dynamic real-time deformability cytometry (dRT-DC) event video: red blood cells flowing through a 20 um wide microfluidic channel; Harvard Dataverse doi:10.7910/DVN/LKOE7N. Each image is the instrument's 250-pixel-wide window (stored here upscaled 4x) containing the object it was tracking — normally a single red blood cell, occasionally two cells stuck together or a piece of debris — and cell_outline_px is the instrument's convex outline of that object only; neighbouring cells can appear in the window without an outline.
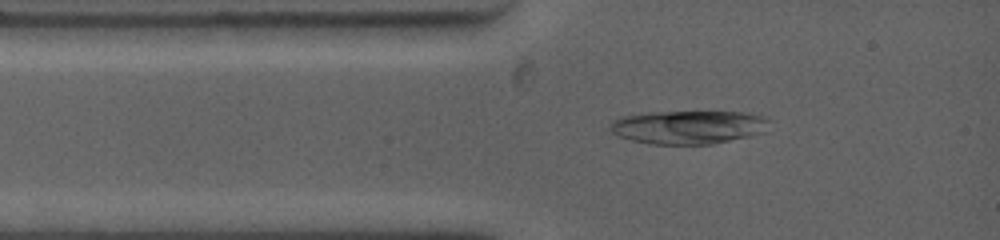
{"species": "common noctule bat (a hibernating species)", "species_latin": "Nyctalus noctula", "temperature_condition": "warm", "stored_images_in_passage": 22, "camera_frame_rate_fps": 4500, "um_per_image_px": 0.085, "animal": {"sex": "female", "body_mass_g": 19.0, "forearm_length_mm": 53.3}, "frame": {"image": 1, "passage_image": 7, "time_ms": 1.333, "image_size_px": [1000, 240], "cell_outline_px": [[768, 120], [764, 132], [748, 136], [712, 144], [648, 144], [632, 140], [620, 136], [612, 132], [608, 128], [612, 120], [620, 116], [640, 112], [744, 112], [768, 116]], "centroid_in_image_um": [58.46, 10.79], "position_along_channel_um": 26.5, "area_um2": 31.21}}
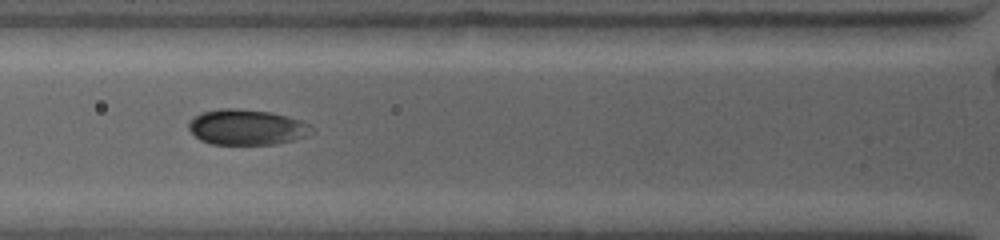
{"frame": {"image": 2, "passage_image": 17, "time_ms": 3.778, "image_size_px": [1000, 240], "cell_outline_px": [[316, 132], [308, 136], [296, 140], [276, 144], [212, 144], [200, 140], [188, 128], [188, 120], [192, 116], [200, 112], [220, 108], [236, 108], [268, 112], [288, 116], [300, 120], [308, 124]], "centroid_in_image_um": [20.97, 10.81], "position_along_channel_um": 104.8, "area_um2": 25.78}}
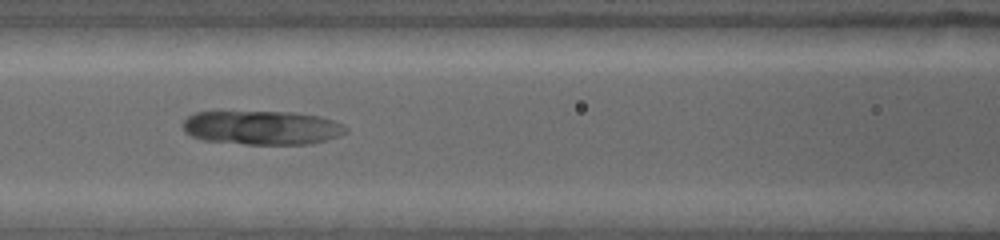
{"frame": {"image": 3, "passage_image": 22, "time_ms": 4.889, "image_size_px": [1000, 240], "cell_outline_px": [[348, 132], [340, 136], [308, 144], [244, 144], [204, 140], [192, 136], [184, 132], [180, 124], [188, 116], [196, 112], [296, 112], [320, 116], [344, 124], [348, 128]], "centroid_in_image_um": [22.27, 10.85], "position_along_channel_um": 144.3, "area_um2": 32.48}}